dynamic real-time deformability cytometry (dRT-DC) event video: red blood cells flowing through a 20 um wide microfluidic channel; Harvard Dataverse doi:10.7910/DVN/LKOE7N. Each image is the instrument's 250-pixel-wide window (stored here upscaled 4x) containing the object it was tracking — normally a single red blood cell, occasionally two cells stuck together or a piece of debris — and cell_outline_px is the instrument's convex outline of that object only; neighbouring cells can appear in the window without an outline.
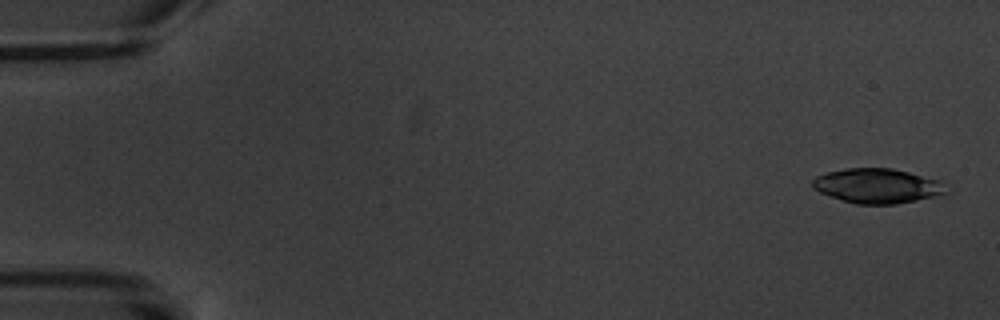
{"species": "common noctule bat (a hibernating species)", "species_latin": "Nyctalus noctula", "temperature_condition": "warm", "stored_images_in_passage": 5, "camera_frame_rate_fps": 3000, "um_per_image_px": 0.085, "animal": {"sex": "male", "body_mass_g": 20.1, "forearm_length_mm": 53.5}, "frame": {"image": 1, "passage_image": 1, "time_ms": 0.0, "image_size_px": [1000, 320], "cell_outline_px": [[948, 192], [936, 196], [896, 204], [856, 204], [820, 192], [812, 188], [812, 180], [816, 176], [828, 172], [848, 168], [892, 168], [944, 180]], "centroid_in_image_um": [74.63, 15.79], "position_along_channel_um": 10.4, "area_um2": 27.11}}
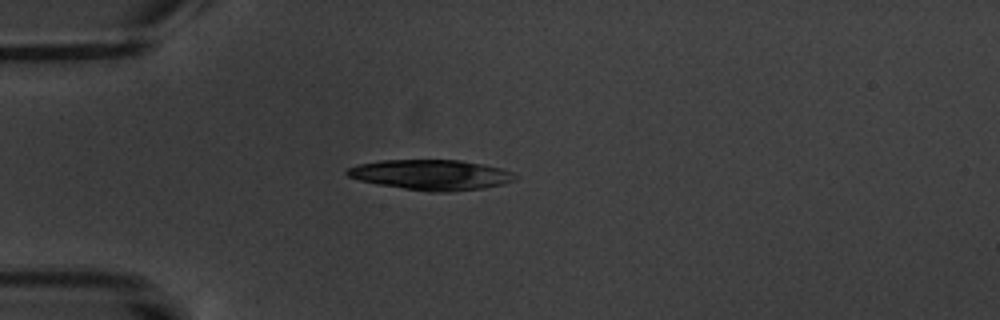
{"frame": {"image": 2, "passage_image": 5, "time_ms": 4.667, "image_size_px": [1000, 320], "cell_outline_px": [[516, 180], [504, 184], [484, 188], [448, 192], [428, 192], [380, 184], [360, 180], [348, 176], [344, 172], [348, 168], [360, 164], [380, 160], [460, 160], [484, 164], [500, 168], [512, 172], [516, 176]], "centroid_in_image_um": [36.68, 14.86], "position_along_channel_um": 48.3, "area_um2": 29.54}}